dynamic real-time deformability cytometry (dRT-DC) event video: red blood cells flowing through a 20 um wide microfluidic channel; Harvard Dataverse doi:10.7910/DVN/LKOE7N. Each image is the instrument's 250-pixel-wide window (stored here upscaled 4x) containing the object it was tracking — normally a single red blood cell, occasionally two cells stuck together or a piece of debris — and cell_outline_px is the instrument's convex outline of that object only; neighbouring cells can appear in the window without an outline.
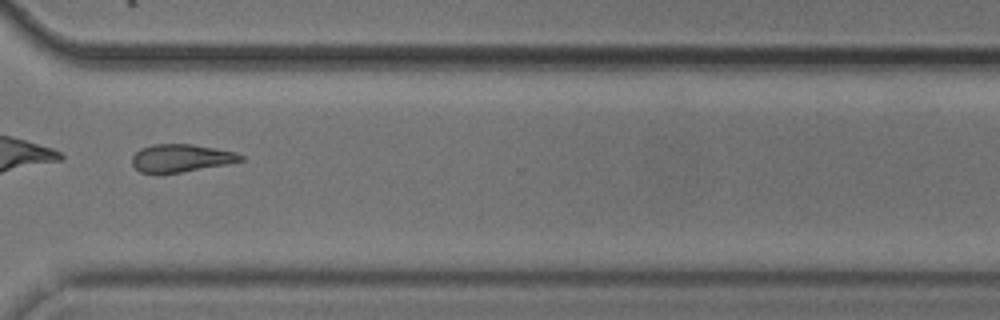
{"species": "common noctule bat (a hibernating species)", "species_latin": "Nyctalus noctula", "temperature_condition": "cold", "stored_images_in_passage": 51, "camera_frame_rate_fps": 3000, "um_per_image_px": 0.085, "animal": {"sex": "male", "body_mass_g": 20.5, "forearm_length_mm": 52.5}, "frame": {"image": 1, "passage_image": 39, "time_ms": 12.667, "image_size_px": [1000, 320], "cell_outline_px": [[244, 160], [228, 164], [160, 176], [156, 176], [140, 172], [132, 164], [132, 156], [140, 148], [152, 144], [192, 144], [236, 152], [244, 156]], "centroid_in_image_um": [15.34, 13.47], "position_along_channel_um": 355.3, "area_um2": 18.15}, "authors_computed_cell_mechanics": {"area_um2": 18.8428, "velocity_mm_per_s": 3.7793, "shape_relaxation_time_tau1_ms": 7.9252, "shape_relaxation_time_tau2_ms": 7.7687, "deformation_change_tau1": 0.1521, "deformation_change_tau2": 0.182}}